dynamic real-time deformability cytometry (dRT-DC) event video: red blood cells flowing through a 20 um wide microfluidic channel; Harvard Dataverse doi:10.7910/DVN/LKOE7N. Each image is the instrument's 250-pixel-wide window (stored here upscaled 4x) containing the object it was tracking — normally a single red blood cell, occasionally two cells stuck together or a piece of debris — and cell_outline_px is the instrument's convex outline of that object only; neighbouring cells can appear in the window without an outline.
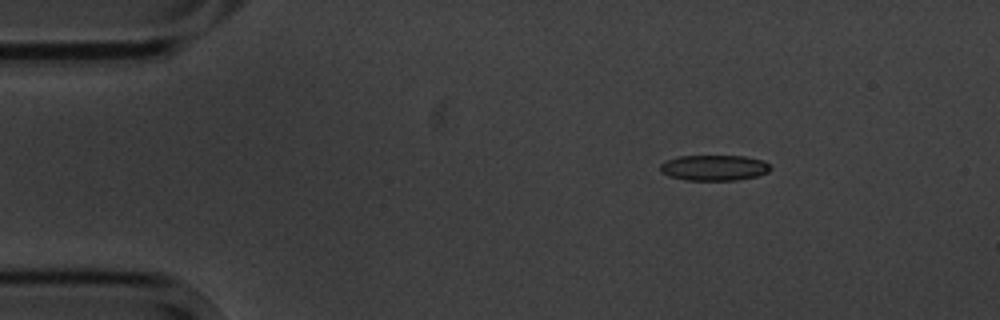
{"species": "common noctule bat (a hibernating species)", "species_latin": "Nyctalus noctula", "temperature_condition": "cold", "stored_images_in_passage": 6, "camera_frame_rate_fps": 3000, "um_per_image_px": 0.085, "animal": {"sex": "male", "body_mass_g": 20.1, "forearm_length_mm": 53.5}, "frame": {"image": 1, "passage_image": 3, "time_ms": 2.333, "image_size_px": [1000, 320], "cell_outline_px": [[772, 168], [768, 172], [756, 176], [736, 180], [684, 180], [668, 176], [660, 172], [660, 164], [664, 160], [676, 156], [744, 156], [764, 160]], "centroid_in_image_um": [60.66, 14.25], "position_along_channel_um": 24.3, "area_um2": 16.65}}
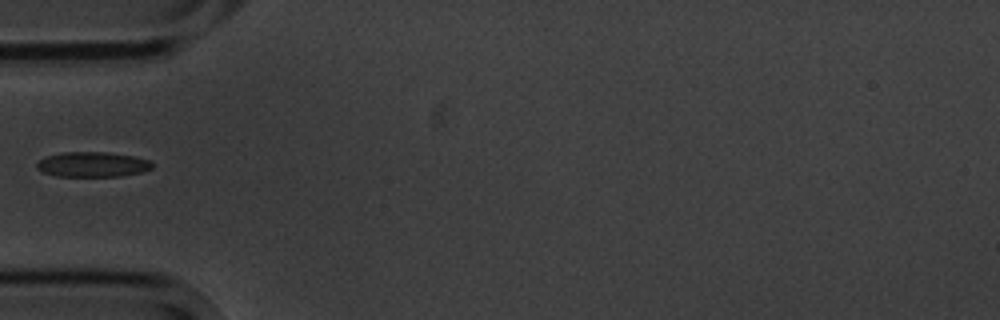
{"frame": {"image": 2, "passage_image": 6, "time_ms": 5.667, "image_size_px": [1000, 320], "cell_outline_px": [[152, 168], [140, 172], [124, 176], [56, 176], [44, 172], [36, 168], [36, 164], [44, 156], [60, 152], [108, 152], [132, 156], [148, 160], [152, 164]], "centroid_in_image_um": [7.82, 13.97], "position_along_channel_um": 77.2, "area_um2": 16.82}}